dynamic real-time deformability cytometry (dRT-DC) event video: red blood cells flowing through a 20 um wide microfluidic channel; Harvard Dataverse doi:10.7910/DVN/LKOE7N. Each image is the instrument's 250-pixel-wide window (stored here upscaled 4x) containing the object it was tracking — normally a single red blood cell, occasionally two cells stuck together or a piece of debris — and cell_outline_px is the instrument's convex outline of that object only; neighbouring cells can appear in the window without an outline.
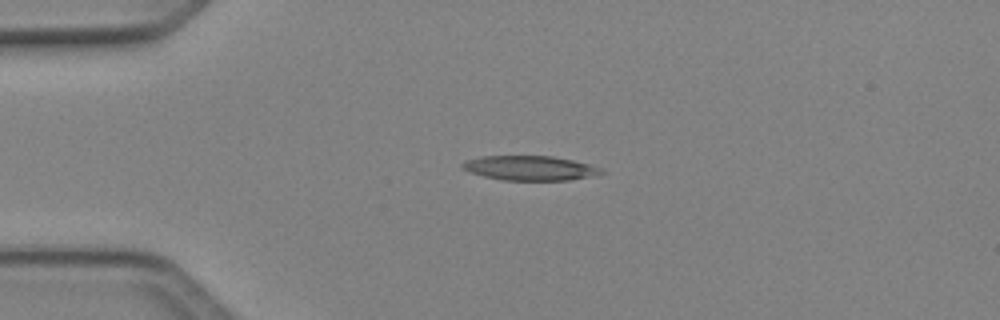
{"species": "Egyptian fruit bat (a non-hibernating species)", "species_latin": "Rousettus aegyptiacus", "temperature_condition": "cold", "stored_images_in_passage": 38, "camera_frame_rate_fps": 3000, "um_per_image_px": 0.085, "animal": {"sex": "female"}, "frame": {"image": 1, "passage_image": 1, "time_ms": 0.0, "image_size_px": [1000, 320], "cell_outline_px": [[608, 172], [596, 176], [568, 180], [504, 180], [484, 176], [472, 172], [464, 168], [460, 164], [464, 160], [480, 156], [552, 156], [572, 160], [588, 164], [600, 168]], "centroid_in_image_um": [45.09, 14.28], "position_along_channel_um": 39.9, "area_um2": 19.88}}
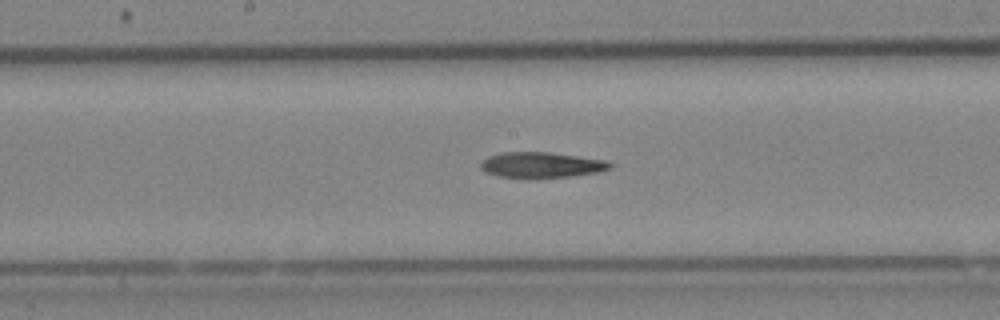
{"frame": {"image": 2, "passage_image": 15, "time_ms": 4.667, "image_size_px": [1000, 320], "cell_outline_px": [[612, 168], [596, 172], [568, 176], [528, 180], [496, 176], [484, 172], [480, 168], [480, 164], [488, 156], [500, 152], [548, 152], [604, 160], [612, 164]], "centroid_in_image_um": [45.92, 14.05], "position_along_channel_um": 202.3, "area_um2": 19.65}}
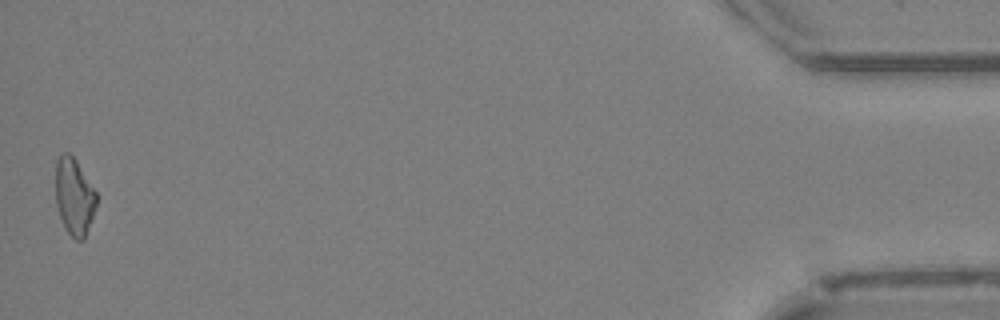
{"frame": {"image": 3, "passage_image": 38, "time_ms": 12.333, "image_size_px": [1000, 320], "cell_outline_px": [[96, 204], [84, 240], [76, 240], [64, 228], [56, 204], [56, 160], [64, 152], [68, 152], [76, 160], [96, 192]], "centroid_in_image_um": [6.29, 16.71], "position_along_channel_um": 428.9, "area_um2": 18.03}, "authors_computed_cell_mechanics": {"area_um2": 19.2763, "velocity_mm_per_s": 4.1549, "shape_relaxation_time_tau1_ms": 10.1899, "shape_relaxation_time_tau2_ms": null, "deformation_change_tau1": 0.2009, "deformation_change_tau2": null}}